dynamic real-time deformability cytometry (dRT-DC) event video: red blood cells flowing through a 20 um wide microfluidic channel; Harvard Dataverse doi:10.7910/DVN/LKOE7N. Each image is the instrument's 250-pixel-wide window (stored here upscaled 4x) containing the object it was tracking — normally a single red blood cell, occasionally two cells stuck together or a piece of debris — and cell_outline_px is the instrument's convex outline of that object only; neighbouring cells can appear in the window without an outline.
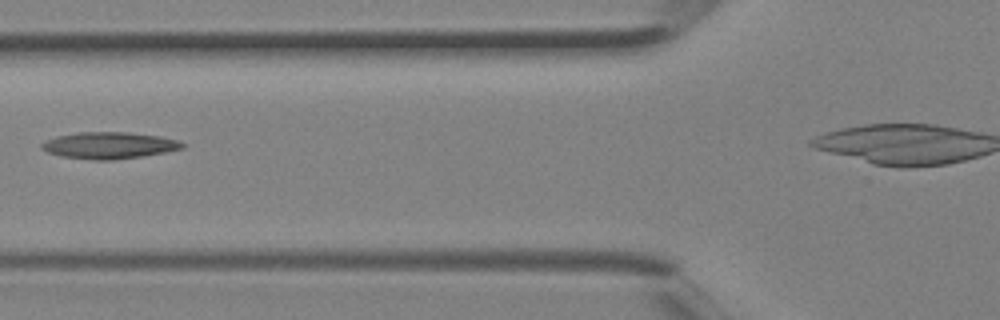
{"species": "Egyptian fruit bat (a non-hibernating species)", "species_latin": "Rousettus aegyptiacus", "temperature_condition": "room temperature", "stored_images_in_passage": 3, "camera_frame_rate_fps": 3000, "um_per_image_px": 0.085, "animal": {"sex": "female"}, "frame": {"image": 1, "passage_image": 3, "time_ms": 0.667, "image_size_px": [1000, 320], "cell_outline_px": [[188, 144], [184, 148], [144, 156], [112, 160], [92, 160], [60, 156], [48, 152], [40, 148], [40, 144], [56, 136], [80, 132], [128, 132], [160, 136], [176, 140]], "centroid_in_image_um": [9.29, 12.36], "position_along_channel_um": 116.5, "area_um2": 21.91}}